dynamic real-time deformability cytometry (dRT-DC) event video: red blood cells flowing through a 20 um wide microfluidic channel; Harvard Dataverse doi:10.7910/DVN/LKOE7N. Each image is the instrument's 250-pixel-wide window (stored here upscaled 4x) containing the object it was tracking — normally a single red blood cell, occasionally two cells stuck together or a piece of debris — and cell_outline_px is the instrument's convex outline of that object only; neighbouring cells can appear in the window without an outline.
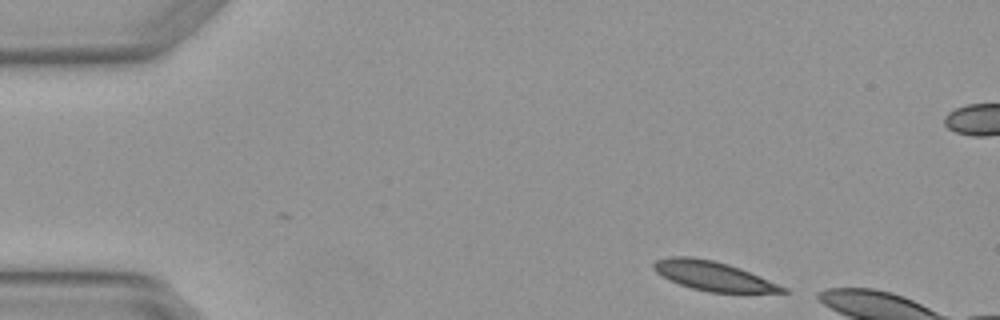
{"species": "Egyptian fruit bat (a non-hibernating species)", "species_latin": "Rousettus aegyptiacus", "temperature_condition": "warm", "stored_images_in_passage": 2, "camera_frame_rate_fps": 3000, "um_per_image_px": 0.085, "animal": {"sex": "female"}, "frame": {"image": 1, "passage_image": 1, "time_ms": 0.0, "image_size_px": [1000, 320], "cell_outline_px": [[788, 292], [708, 292], [692, 288], [680, 284], [656, 272], [652, 268], [652, 264], [656, 260], [672, 256], [692, 256], [712, 260], [728, 264], [740, 268], [788, 288]], "centroid_in_image_um": [60.61, 23.44], "position_along_channel_um": 24.4, "area_um2": 21.68}}